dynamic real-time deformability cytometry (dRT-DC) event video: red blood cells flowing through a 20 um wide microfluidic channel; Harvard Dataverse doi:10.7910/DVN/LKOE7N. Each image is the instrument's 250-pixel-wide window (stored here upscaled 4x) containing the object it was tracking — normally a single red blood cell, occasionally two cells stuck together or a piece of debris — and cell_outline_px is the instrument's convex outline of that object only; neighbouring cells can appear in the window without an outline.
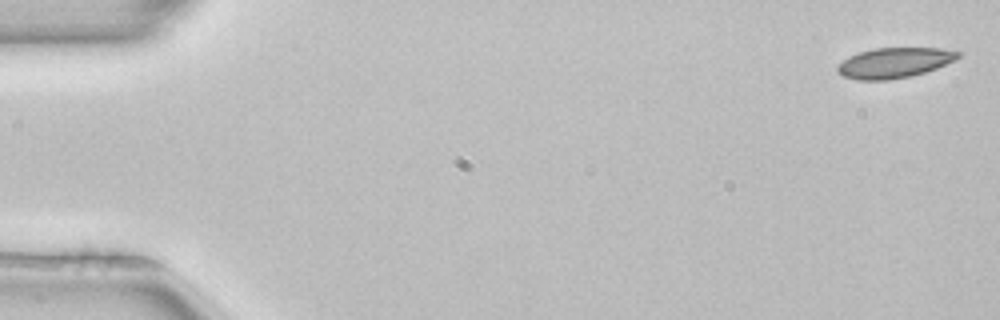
{"species": "common noctule bat (a hibernating species)", "species_latin": "Nyctalus noctula", "temperature_condition": "room temperature", "stored_images_in_passage": 3, "camera_frame_rate_fps": 3000, "um_per_image_px": 0.085, "animal": {"sex": "female", "body_mass_g": 22.7, "forearm_length_mm": 54.2}, "frame": {"image": 1, "passage_image": 1, "time_ms": 0.0, "image_size_px": [1000, 320], "cell_outline_px": [[964, 52], [956, 60], [936, 68], [912, 76], [888, 80], [856, 80], [844, 76], [836, 68], [848, 56], [872, 48], [940, 48]], "centroid_in_image_um": [76.06, 5.33], "position_along_channel_um": 8.9, "area_um2": 21.27}}